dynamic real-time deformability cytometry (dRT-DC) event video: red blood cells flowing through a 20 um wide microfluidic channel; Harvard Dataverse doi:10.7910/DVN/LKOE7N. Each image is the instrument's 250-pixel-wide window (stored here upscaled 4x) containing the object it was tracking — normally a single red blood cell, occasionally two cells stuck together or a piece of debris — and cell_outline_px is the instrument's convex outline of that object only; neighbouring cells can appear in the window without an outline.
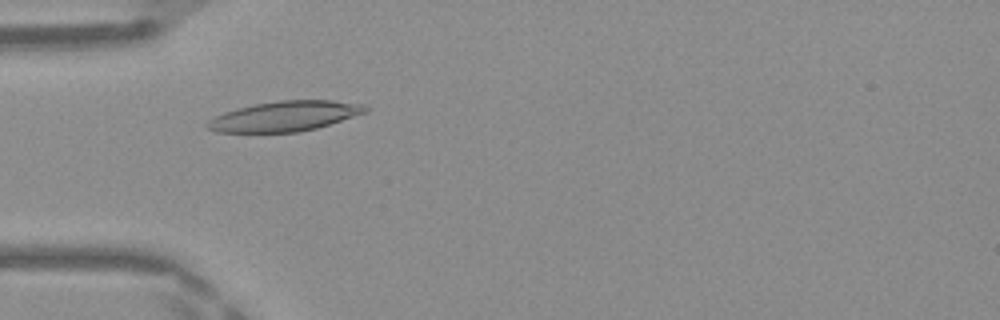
{"species": "Egyptian fruit bat (a non-hibernating species)", "species_latin": "Rousettus aegyptiacus", "temperature_condition": "warm", "stored_images_in_passage": 42, "camera_frame_rate_fps": 3000, "um_per_image_px": 0.085, "frame": {"image": 1, "passage_image": 9, "time_ms": 2.667, "image_size_px": [1000, 320], "cell_outline_px": [[368, 112], [316, 128], [300, 132], [216, 132], [204, 128], [204, 124], [208, 120], [224, 112], [256, 104], [280, 100], [332, 100], [364, 104], [368, 108]], "centroid_in_image_um": [24.2, 9.88], "position_along_channel_um": 60.8, "area_um2": 27.69}}
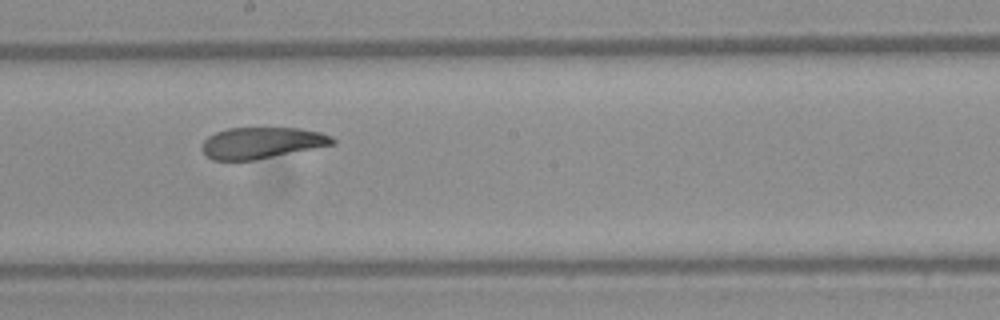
{"frame": {"image": 2, "passage_image": 21, "time_ms": 6.667, "image_size_px": [1000, 320], "cell_outline_px": [[336, 144], [256, 160], [212, 160], [200, 148], [204, 140], [208, 136], [216, 132], [228, 128], [300, 128], [320, 132], [332, 136], [336, 140]], "centroid_in_image_um": [22.27, 12.14], "position_along_channel_um": 225.9, "area_um2": 23.93}}
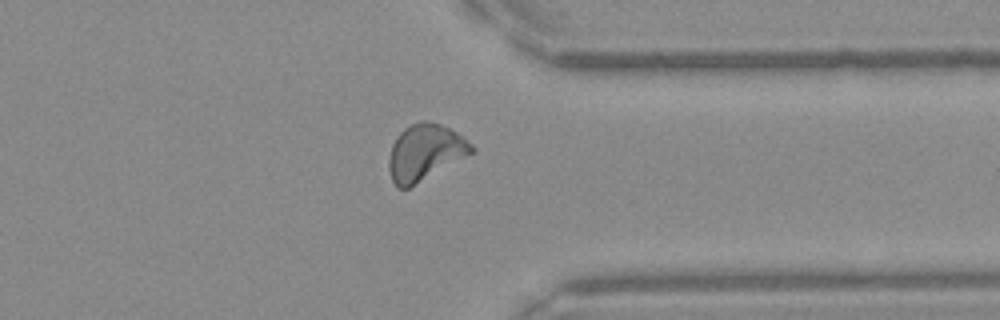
{"frame": {"image": 3, "passage_image": 32, "time_ms": 10.333, "image_size_px": [1000, 320], "cell_outline_px": [[476, 148], [472, 152], [408, 188], [396, 188], [392, 180], [388, 168], [388, 160], [392, 144], [396, 136], [404, 128], [420, 120], [428, 120], [440, 124], [464, 136]], "centroid_in_image_um": [36.09, 12.93], "position_along_channel_um": 375.3, "area_um2": 26.82}, "authors_computed_cell_mechanics": {"area_um2": 25.8366, "velocity_mm_per_s": 4.18, "shape_relaxation_time_tau1_ms": 7.1777, "shape_relaxation_time_tau2_ms": 1.8174, "deformation_change_tau1": 0.1885, "deformation_change_tau2": 0.0753}}